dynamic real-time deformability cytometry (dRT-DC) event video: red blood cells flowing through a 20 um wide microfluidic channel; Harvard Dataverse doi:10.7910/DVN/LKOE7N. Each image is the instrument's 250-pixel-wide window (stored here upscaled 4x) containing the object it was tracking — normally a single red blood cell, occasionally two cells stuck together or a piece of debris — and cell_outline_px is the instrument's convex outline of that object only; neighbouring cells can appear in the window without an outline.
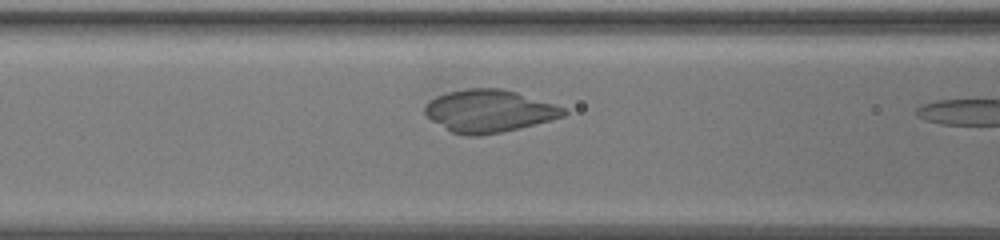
{"species": "common noctule bat (a hibernating species)", "species_latin": "Nyctalus noctula", "temperature_condition": "warm", "stored_images_in_passage": 8, "camera_frame_rate_fps": 3000, "um_per_image_px": 0.085, "animal": {"sex": "female", "body_mass_g": 19.5, "forearm_length_mm": 54.1}, "frame": {"image": 1, "passage_image": 3, "time_ms": 0.667, "image_size_px": [1000, 240], "cell_outline_px": [[568, 112], [564, 116], [520, 128], [500, 132], [476, 136], [464, 136], [452, 132], [424, 116], [424, 104], [428, 100], [436, 96], [448, 92], [468, 88], [500, 88], [516, 92], [564, 108]], "centroid_in_image_um": [41.5, 9.44], "position_along_channel_um": 125.1, "area_um2": 34.22}}
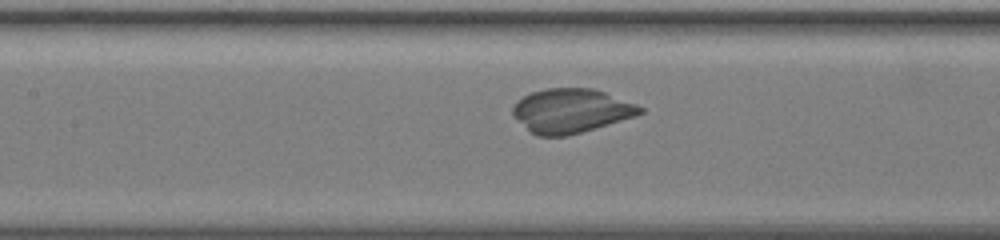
{"frame": {"image": 2, "passage_image": 6, "time_ms": 1.667, "image_size_px": [1000, 240], "cell_outline_px": [[644, 112], [636, 116], [568, 136], [536, 136], [512, 112], [512, 104], [516, 100], [532, 92], [544, 88], [592, 88], [604, 92], [636, 104], [644, 108]], "centroid_in_image_um": [48.55, 9.41], "position_along_channel_um": 158.8, "area_um2": 32.48}}